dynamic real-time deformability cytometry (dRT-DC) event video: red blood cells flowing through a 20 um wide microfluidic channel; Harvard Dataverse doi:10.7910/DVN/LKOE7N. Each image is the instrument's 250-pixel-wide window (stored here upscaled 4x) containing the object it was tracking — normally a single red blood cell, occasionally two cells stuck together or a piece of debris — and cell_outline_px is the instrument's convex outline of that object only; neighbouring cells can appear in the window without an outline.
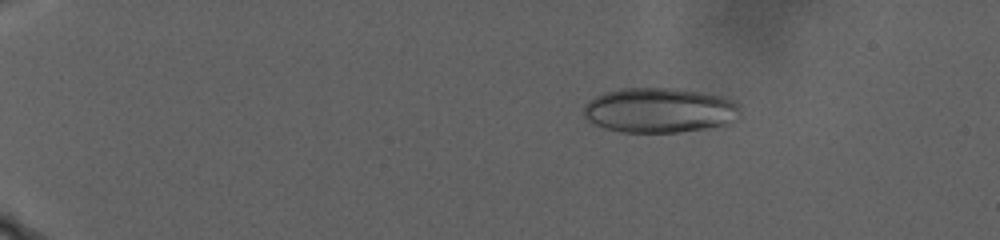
{"species": "human", "species_latin": "Homo sapiens", "temperature_condition": "warm", "stored_images_in_passage": 104, "camera_frame_rate_fps": 3000, "um_per_image_px": 0.085, "donor": {"sex": "male"}, "frame": {"image": 1, "passage_image": 21, "time_ms": 6.667, "image_size_px": [1000, 240], "cell_outline_px": [[740, 104], [728, 124], [708, 128], [680, 132], [624, 132], [604, 128], [588, 120], [584, 116], [584, 108], [596, 96], [604, 92], [620, 88], [676, 88], [720, 96], [732, 100]], "centroid_in_image_um": [56.02, 9.37], "position_along_channel_um": 29.0, "area_um2": 40.4}}
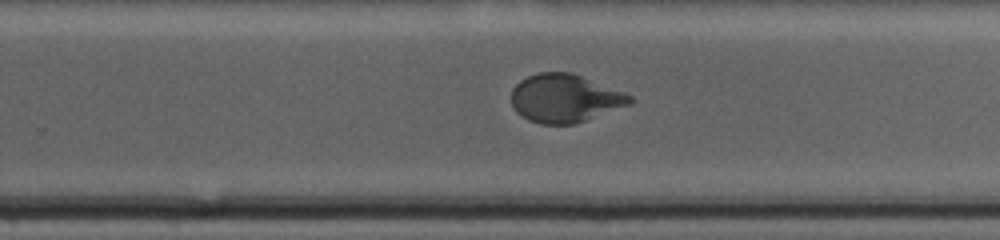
{"frame": {"image": 2, "passage_image": 73, "time_ms": 24.0, "image_size_px": [1000, 240], "cell_outline_px": [[632, 104], [572, 124], [540, 124], [528, 120], [516, 112], [512, 104], [512, 88], [520, 80], [528, 76], [540, 72], [572, 72], [624, 92], [632, 96]], "centroid_in_image_um": [48.0, 8.35], "position_along_channel_um": 281.8, "area_um2": 33.18}}
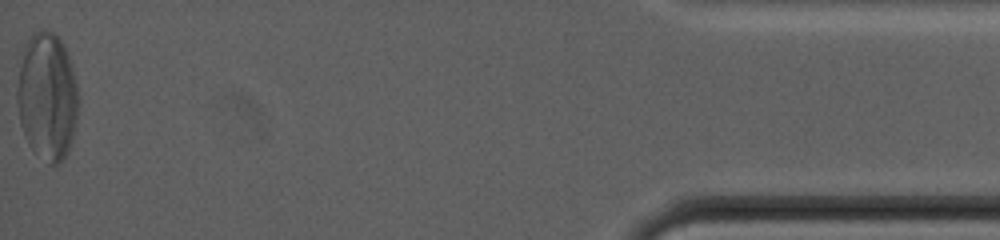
{"frame": {"image": 3, "passage_image": 104, "time_ms": 34.333, "image_size_px": [1000, 240], "cell_outline_px": [[80, 96], [76, 124], [68, 152], [60, 164], [48, 164], [36, 156], [28, 144], [24, 136], [20, 124], [16, 100], [16, 92], [20, 52], [24, 44], [36, 32], [44, 28], [48, 28], [60, 40], [68, 56]], "centroid_in_image_um": [3.99, 8.23], "position_along_channel_um": 431.2, "area_um2": 46.47}}